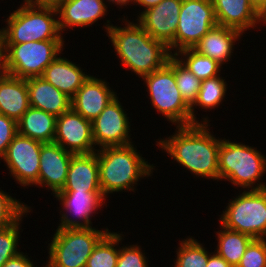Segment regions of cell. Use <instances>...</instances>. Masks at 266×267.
Segmentation results:
<instances>
[{
    "mask_svg": "<svg viewBox=\"0 0 266 267\" xmlns=\"http://www.w3.org/2000/svg\"><path fill=\"white\" fill-rule=\"evenodd\" d=\"M208 126L209 123L176 126L175 133L156 141V146L196 177L219 181L218 151L222 138L215 137Z\"/></svg>",
    "mask_w": 266,
    "mask_h": 267,
    "instance_id": "cell-1",
    "label": "cell"
},
{
    "mask_svg": "<svg viewBox=\"0 0 266 267\" xmlns=\"http://www.w3.org/2000/svg\"><path fill=\"white\" fill-rule=\"evenodd\" d=\"M123 27L107 20L103 26L122 66L142 78L162 68L171 53L161 41L153 39L138 23L122 17Z\"/></svg>",
    "mask_w": 266,
    "mask_h": 267,
    "instance_id": "cell-2",
    "label": "cell"
},
{
    "mask_svg": "<svg viewBox=\"0 0 266 267\" xmlns=\"http://www.w3.org/2000/svg\"><path fill=\"white\" fill-rule=\"evenodd\" d=\"M135 144L98 149L99 183L104 198L114 192L133 191L139 180L151 177L155 167L148 163ZM138 151V152H137ZM127 190V191H125Z\"/></svg>",
    "mask_w": 266,
    "mask_h": 267,
    "instance_id": "cell-3",
    "label": "cell"
},
{
    "mask_svg": "<svg viewBox=\"0 0 266 267\" xmlns=\"http://www.w3.org/2000/svg\"><path fill=\"white\" fill-rule=\"evenodd\" d=\"M0 29L5 44H21L42 40H65L58 25L53 3H21Z\"/></svg>",
    "mask_w": 266,
    "mask_h": 267,
    "instance_id": "cell-4",
    "label": "cell"
},
{
    "mask_svg": "<svg viewBox=\"0 0 266 267\" xmlns=\"http://www.w3.org/2000/svg\"><path fill=\"white\" fill-rule=\"evenodd\" d=\"M218 166L221 181H229L243 190L266 189V184L260 182L266 173V155L253 146L222 139Z\"/></svg>",
    "mask_w": 266,
    "mask_h": 267,
    "instance_id": "cell-5",
    "label": "cell"
},
{
    "mask_svg": "<svg viewBox=\"0 0 266 267\" xmlns=\"http://www.w3.org/2000/svg\"><path fill=\"white\" fill-rule=\"evenodd\" d=\"M150 103L175 126L191 125L190 107L183 100L174 74V55L160 69L142 77Z\"/></svg>",
    "mask_w": 266,
    "mask_h": 267,
    "instance_id": "cell-6",
    "label": "cell"
},
{
    "mask_svg": "<svg viewBox=\"0 0 266 267\" xmlns=\"http://www.w3.org/2000/svg\"><path fill=\"white\" fill-rule=\"evenodd\" d=\"M95 227L57 228L48 244V260L44 267H85L98 242L110 231Z\"/></svg>",
    "mask_w": 266,
    "mask_h": 267,
    "instance_id": "cell-7",
    "label": "cell"
},
{
    "mask_svg": "<svg viewBox=\"0 0 266 267\" xmlns=\"http://www.w3.org/2000/svg\"><path fill=\"white\" fill-rule=\"evenodd\" d=\"M227 204L219 224L253 239H266V189L244 190Z\"/></svg>",
    "mask_w": 266,
    "mask_h": 267,
    "instance_id": "cell-8",
    "label": "cell"
},
{
    "mask_svg": "<svg viewBox=\"0 0 266 267\" xmlns=\"http://www.w3.org/2000/svg\"><path fill=\"white\" fill-rule=\"evenodd\" d=\"M64 42L42 40L5 44L10 75L22 79L42 76L45 68L64 50Z\"/></svg>",
    "mask_w": 266,
    "mask_h": 267,
    "instance_id": "cell-9",
    "label": "cell"
},
{
    "mask_svg": "<svg viewBox=\"0 0 266 267\" xmlns=\"http://www.w3.org/2000/svg\"><path fill=\"white\" fill-rule=\"evenodd\" d=\"M218 25L212 0H183L177 31L174 54L194 48L201 38Z\"/></svg>",
    "mask_w": 266,
    "mask_h": 267,
    "instance_id": "cell-10",
    "label": "cell"
},
{
    "mask_svg": "<svg viewBox=\"0 0 266 267\" xmlns=\"http://www.w3.org/2000/svg\"><path fill=\"white\" fill-rule=\"evenodd\" d=\"M41 146L42 142L17 133L0 159L6 164L13 180L24 188L38 182Z\"/></svg>",
    "mask_w": 266,
    "mask_h": 267,
    "instance_id": "cell-11",
    "label": "cell"
},
{
    "mask_svg": "<svg viewBox=\"0 0 266 267\" xmlns=\"http://www.w3.org/2000/svg\"><path fill=\"white\" fill-rule=\"evenodd\" d=\"M116 96L97 118L92 121L96 148L126 146L132 144L130 122L127 113Z\"/></svg>",
    "mask_w": 266,
    "mask_h": 267,
    "instance_id": "cell-12",
    "label": "cell"
},
{
    "mask_svg": "<svg viewBox=\"0 0 266 267\" xmlns=\"http://www.w3.org/2000/svg\"><path fill=\"white\" fill-rule=\"evenodd\" d=\"M54 197L62 205L57 227L62 229L92 227L93 214L101 210L106 201L102 192L59 191Z\"/></svg>",
    "mask_w": 266,
    "mask_h": 267,
    "instance_id": "cell-13",
    "label": "cell"
},
{
    "mask_svg": "<svg viewBox=\"0 0 266 267\" xmlns=\"http://www.w3.org/2000/svg\"><path fill=\"white\" fill-rule=\"evenodd\" d=\"M183 0H163L137 15V23L153 38L163 42L174 55L175 34ZM173 52V53H172Z\"/></svg>",
    "mask_w": 266,
    "mask_h": 267,
    "instance_id": "cell-14",
    "label": "cell"
},
{
    "mask_svg": "<svg viewBox=\"0 0 266 267\" xmlns=\"http://www.w3.org/2000/svg\"><path fill=\"white\" fill-rule=\"evenodd\" d=\"M54 143L73 154L96 152L92 122L70 108L56 118Z\"/></svg>",
    "mask_w": 266,
    "mask_h": 267,
    "instance_id": "cell-15",
    "label": "cell"
},
{
    "mask_svg": "<svg viewBox=\"0 0 266 267\" xmlns=\"http://www.w3.org/2000/svg\"><path fill=\"white\" fill-rule=\"evenodd\" d=\"M72 155L59 144L42 143L38 182L34 186L47 188L55 196L66 183Z\"/></svg>",
    "mask_w": 266,
    "mask_h": 267,
    "instance_id": "cell-16",
    "label": "cell"
},
{
    "mask_svg": "<svg viewBox=\"0 0 266 267\" xmlns=\"http://www.w3.org/2000/svg\"><path fill=\"white\" fill-rule=\"evenodd\" d=\"M54 5L61 34L74 27H90L98 19L105 18L109 11L103 0H57Z\"/></svg>",
    "mask_w": 266,
    "mask_h": 267,
    "instance_id": "cell-17",
    "label": "cell"
},
{
    "mask_svg": "<svg viewBox=\"0 0 266 267\" xmlns=\"http://www.w3.org/2000/svg\"><path fill=\"white\" fill-rule=\"evenodd\" d=\"M108 84L105 79L90 75L71 99V108L92 122L117 96Z\"/></svg>",
    "mask_w": 266,
    "mask_h": 267,
    "instance_id": "cell-18",
    "label": "cell"
},
{
    "mask_svg": "<svg viewBox=\"0 0 266 267\" xmlns=\"http://www.w3.org/2000/svg\"><path fill=\"white\" fill-rule=\"evenodd\" d=\"M212 3L218 25L242 33L251 28L256 29L258 25H264L262 14L249 0H212Z\"/></svg>",
    "mask_w": 266,
    "mask_h": 267,
    "instance_id": "cell-19",
    "label": "cell"
},
{
    "mask_svg": "<svg viewBox=\"0 0 266 267\" xmlns=\"http://www.w3.org/2000/svg\"><path fill=\"white\" fill-rule=\"evenodd\" d=\"M61 191L101 192L97 152L72 155Z\"/></svg>",
    "mask_w": 266,
    "mask_h": 267,
    "instance_id": "cell-20",
    "label": "cell"
},
{
    "mask_svg": "<svg viewBox=\"0 0 266 267\" xmlns=\"http://www.w3.org/2000/svg\"><path fill=\"white\" fill-rule=\"evenodd\" d=\"M242 35L244 34L236 29L216 25L201 38L193 49L222 66L231 61L235 43L241 39Z\"/></svg>",
    "mask_w": 266,
    "mask_h": 267,
    "instance_id": "cell-21",
    "label": "cell"
},
{
    "mask_svg": "<svg viewBox=\"0 0 266 267\" xmlns=\"http://www.w3.org/2000/svg\"><path fill=\"white\" fill-rule=\"evenodd\" d=\"M29 104L54 115L56 118L71 108V99L43 77L26 79Z\"/></svg>",
    "mask_w": 266,
    "mask_h": 267,
    "instance_id": "cell-22",
    "label": "cell"
},
{
    "mask_svg": "<svg viewBox=\"0 0 266 267\" xmlns=\"http://www.w3.org/2000/svg\"><path fill=\"white\" fill-rule=\"evenodd\" d=\"M78 64L64 56H57L44 70L43 77L46 81L72 99L78 89L89 78L90 74L83 72Z\"/></svg>",
    "mask_w": 266,
    "mask_h": 267,
    "instance_id": "cell-23",
    "label": "cell"
},
{
    "mask_svg": "<svg viewBox=\"0 0 266 267\" xmlns=\"http://www.w3.org/2000/svg\"><path fill=\"white\" fill-rule=\"evenodd\" d=\"M29 107L26 79L9 75L0 82V114L18 122Z\"/></svg>",
    "mask_w": 266,
    "mask_h": 267,
    "instance_id": "cell-24",
    "label": "cell"
},
{
    "mask_svg": "<svg viewBox=\"0 0 266 267\" xmlns=\"http://www.w3.org/2000/svg\"><path fill=\"white\" fill-rule=\"evenodd\" d=\"M18 133L42 143L54 142L56 117L34 107L22 115L17 122Z\"/></svg>",
    "mask_w": 266,
    "mask_h": 267,
    "instance_id": "cell-25",
    "label": "cell"
},
{
    "mask_svg": "<svg viewBox=\"0 0 266 267\" xmlns=\"http://www.w3.org/2000/svg\"><path fill=\"white\" fill-rule=\"evenodd\" d=\"M227 85L224 77L220 75L201 82L198 98L190 109L191 125L195 123H210L208 116L205 118L203 117V120L201 119L199 122V120H197L199 118L196 117L197 115L194 112L195 108L198 106L207 111L215 109L216 107L219 108L218 106H220V103L222 104V101L226 98Z\"/></svg>",
    "mask_w": 266,
    "mask_h": 267,
    "instance_id": "cell-26",
    "label": "cell"
},
{
    "mask_svg": "<svg viewBox=\"0 0 266 267\" xmlns=\"http://www.w3.org/2000/svg\"><path fill=\"white\" fill-rule=\"evenodd\" d=\"M217 231V246L214 250L232 267H237L249 244L254 240L249 235L227 229L220 224Z\"/></svg>",
    "mask_w": 266,
    "mask_h": 267,
    "instance_id": "cell-27",
    "label": "cell"
},
{
    "mask_svg": "<svg viewBox=\"0 0 266 267\" xmlns=\"http://www.w3.org/2000/svg\"><path fill=\"white\" fill-rule=\"evenodd\" d=\"M122 233L109 231L95 246L85 267H116L119 258L118 245L124 240Z\"/></svg>",
    "mask_w": 266,
    "mask_h": 267,
    "instance_id": "cell-28",
    "label": "cell"
},
{
    "mask_svg": "<svg viewBox=\"0 0 266 267\" xmlns=\"http://www.w3.org/2000/svg\"><path fill=\"white\" fill-rule=\"evenodd\" d=\"M174 56L201 81L221 75L223 67L220 64L193 48L180 50Z\"/></svg>",
    "mask_w": 266,
    "mask_h": 267,
    "instance_id": "cell-29",
    "label": "cell"
},
{
    "mask_svg": "<svg viewBox=\"0 0 266 267\" xmlns=\"http://www.w3.org/2000/svg\"><path fill=\"white\" fill-rule=\"evenodd\" d=\"M205 249L207 248L197 239L187 236L179 242L173 267H206L208 258L213 252L209 253Z\"/></svg>",
    "mask_w": 266,
    "mask_h": 267,
    "instance_id": "cell-30",
    "label": "cell"
},
{
    "mask_svg": "<svg viewBox=\"0 0 266 267\" xmlns=\"http://www.w3.org/2000/svg\"><path fill=\"white\" fill-rule=\"evenodd\" d=\"M174 74L177 87L185 103L191 108L198 98L201 80L174 56Z\"/></svg>",
    "mask_w": 266,
    "mask_h": 267,
    "instance_id": "cell-31",
    "label": "cell"
},
{
    "mask_svg": "<svg viewBox=\"0 0 266 267\" xmlns=\"http://www.w3.org/2000/svg\"><path fill=\"white\" fill-rule=\"evenodd\" d=\"M32 209H28L15 223L0 229V267L10 258L17 256L19 250L20 230H22L21 223L24 215H29ZM29 213V214H27Z\"/></svg>",
    "mask_w": 266,
    "mask_h": 267,
    "instance_id": "cell-32",
    "label": "cell"
},
{
    "mask_svg": "<svg viewBox=\"0 0 266 267\" xmlns=\"http://www.w3.org/2000/svg\"><path fill=\"white\" fill-rule=\"evenodd\" d=\"M19 200L0 188V229L15 223L28 209L32 208Z\"/></svg>",
    "mask_w": 266,
    "mask_h": 267,
    "instance_id": "cell-33",
    "label": "cell"
},
{
    "mask_svg": "<svg viewBox=\"0 0 266 267\" xmlns=\"http://www.w3.org/2000/svg\"><path fill=\"white\" fill-rule=\"evenodd\" d=\"M237 267H266V239H254Z\"/></svg>",
    "mask_w": 266,
    "mask_h": 267,
    "instance_id": "cell-34",
    "label": "cell"
},
{
    "mask_svg": "<svg viewBox=\"0 0 266 267\" xmlns=\"http://www.w3.org/2000/svg\"><path fill=\"white\" fill-rule=\"evenodd\" d=\"M140 245L119 246V258L116 267H149L148 258Z\"/></svg>",
    "mask_w": 266,
    "mask_h": 267,
    "instance_id": "cell-35",
    "label": "cell"
},
{
    "mask_svg": "<svg viewBox=\"0 0 266 267\" xmlns=\"http://www.w3.org/2000/svg\"><path fill=\"white\" fill-rule=\"evenodd\" d=\"M18 133L17 122L0 114V158L6 154L9 144Z\"/></svg>",
    "mask_w": 266,
    "mask_h": 267,
    "instance_id": "cell-36",
    "label": "cell"
},
{
    "mask_svg": "<svg viewBox=\"0 0 266 267\" xmlns=\"http://www.w3.org/2000/svg\"><path fill=\"white\" fill-rule=\"evenodd\" d=\"M22 251L10 259H8L2 267H35V262L31 261L30 257ZM34 263V264H33ZM37 267V265H36ZM42 267V266H41ZM44 267V266H43Z\"/></svg>",
    "mask_w": 266,
    "mask_h": 267,
    "instance_id": "cell-37",
    "label": "cell"
},
{
    "mask_svg": "<svg viewBox=\"0 0 266 267\" xmlns=\"http://www.w3.org/2000/svg\"><path fill=\"white\" fill-rule=\"evenodd\" d=\"M9 75L7 48L2 36L0 35V82Z\"/></svg>",
    "mask_w": 266,
    "mask_h": 267,
    "instance_id": "cell-38",
    "label": "cell"
},
{
    "mask_svg": "<svg viewBox=\"0 0 266 267\" xmlns=\"http://www.w3.org/2000/svg\"><path fill=\"white\" fill-rule=\"evenodd\" d=\"M206 267H232V266L229 263H227L216 252L215 253L213 252L208 258Z\"/></svg>",
    "mask_w": 266,
    "mask_h": 267,
    "instance_id": "cell-39",
    "label": "cell"
},
{
    "mask_svg": "<svg viewBox=\"0 0 266 267\" xmlns=\"http://www.w3.org/2000/svg\"><path fill=\"white\" fill-rule=\"evenodd\" d=\"M163 0H133L132 1V4H136V6H140V7H143V11L151 8V7H154L156 5H158L159 3H161Z\"/></svg>",
    "mask_w": 266,
    "mask_h": 267,
    "instance_id": "cell-40",
    "label": "cell"
},
{
    "mask_svg": "<svg viewBox=\"0 0 266 267\" xmlns=\"http://www.w3.org/2000/svg\"><path fill=\"white\" fill-rule=\"evenodd\" d=\"M249 1L261 14L266 10V0H249Z\"/></svg>",
    "mask_w": 266,
    "mask_h": 267,
    "instance_id": "cell-41",
    "label": "cell"
},
{
    "mask_svg": "<svg viewBox=\"0 0 266 267\" xmlns=\"http://www.w3.org/2000/svg\"><path fill=\"white\" fill-rule=\"evenodd\" d=\"M106 4H107V2H108V4H109V6H110V4L112 3V4H115V5H118V6H120L119 7V9L121 8V7H123V6H129V5H131L132 4V1L133 0H103ZM111 2V3H110Z\"/></svg>",
    "mask_w": 266,
    "mask_h": 267,
    "instance_id": "cell-42",
    "label": "cell"
},
{
    "mask_svg": "<svg viewBox=\"0 0 266 267\" xmlns=\"http://www.w3.org/2000/svg\"><path fill=\"white\" fill-rule=\"evenodd\" d=\"M57 0H24L27 3H55Z\"/></svg>",
    "mask_w": 266,
    "mask_h": 267,
    "instance_id": "cell-43",
    "label": "cell"
},
{
    "mask_svg": "<svg viewBox=\"0 0 266 267\" xmlns=\"http://www.w3.org/2000/svg\"><path fill=\"white\" fill-rule=\"evenodd\" d=\"M262 18H263V24L264 26L266 25V10L262 13Z\"/></svg>",
    "mask_w": 266,
    "mask_h": 267,
    "instance_id": "cell-44",
    "label": "cell"
}]
</instances>
